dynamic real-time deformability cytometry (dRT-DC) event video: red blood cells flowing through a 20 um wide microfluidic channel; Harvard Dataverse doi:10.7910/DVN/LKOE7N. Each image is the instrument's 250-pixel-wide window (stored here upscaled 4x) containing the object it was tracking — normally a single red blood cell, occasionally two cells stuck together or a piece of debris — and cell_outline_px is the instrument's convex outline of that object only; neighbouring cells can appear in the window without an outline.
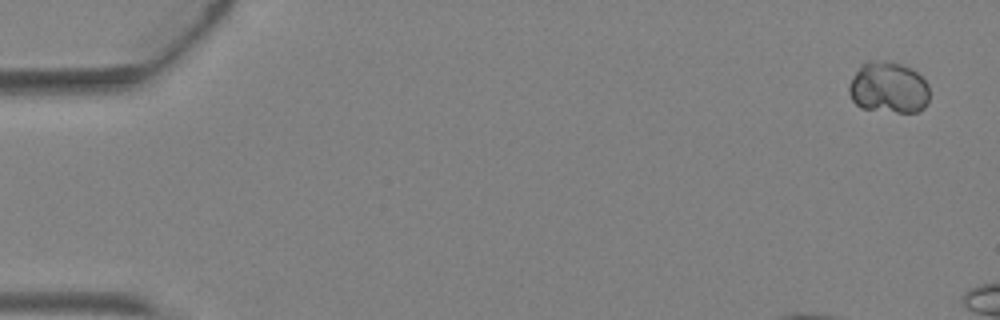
{"species": "Egyptian fruit bat (a non-hibernating species)", "species_latin": "Rousettus aegyptiacus", "temperature_condition": "warm", "stored_images_in_passage": 3, "camera_frame_rate_fps": 3000, "um_per_image_px": 0.085, "animal": {"sex": "female"}, "frame": {"image": 1, "passage_image": 1, "time_ms": 0.0, "image_size_px": [1000, 320], "cell_outline_px": [[928, 100], [924, 108], [916, 112], [896, 112], [860, 108], [852, 100], [848, 92], [848, 84], [852, 76], [860, 64], [868, 60], [880, 60], [900, 64], [912, 68], [928, 84]], "centroid_in_image_um": [75.48, 7.44], "position_along_channel_um": 9.5, "area_um2": 24.33}}